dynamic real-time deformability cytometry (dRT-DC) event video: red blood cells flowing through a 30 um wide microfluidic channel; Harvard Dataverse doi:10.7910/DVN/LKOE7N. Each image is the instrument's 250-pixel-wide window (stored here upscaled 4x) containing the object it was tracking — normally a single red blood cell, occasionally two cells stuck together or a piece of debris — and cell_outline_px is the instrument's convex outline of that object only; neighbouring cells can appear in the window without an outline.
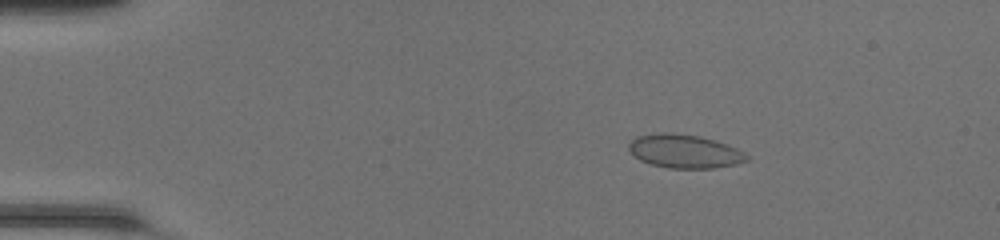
{"species": "common noctule bat (a hibernating species)", "species_latin": "Nyctalus noctula", "temperature_condition": "room temperature", "stored_images_in_passage": 49, "camera_frame_rate_fps": 3000, "um_per_image_px": 0.085, "animal": {"sex": "female", "body_mass_g": 20.0, "forearm_length_mm": 54.0}, "frame": {"image": 1, "passage_image": 9, "time_ms": 2.667, "image_size_px": [1000, 240], "cell_outline_px": [[748, 160], [736, 164], [716, 168], [668, 168], [648, 164], [640, 160], [628, 148], [628, 144], [636, 136], [656, 132], [668, 132], [700, 136], [716, 140], [736, 148], [744, 152], [748, 156]], "centroid_in_image_um": [58.17, 12.85], "position_along_channel_um": 26.8, "area_um2": 23.24}}
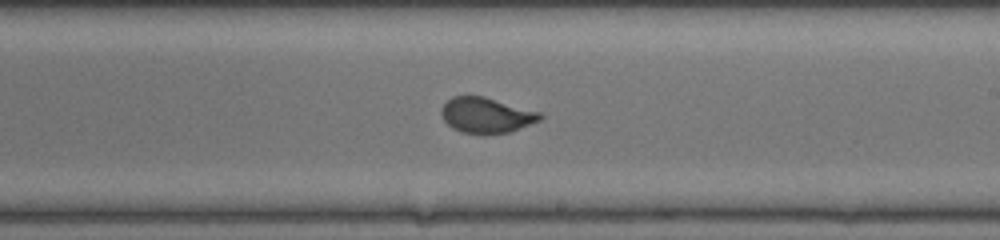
{"frame": {"image": 2, "passage_image": 30, "time_ms": 9.667, "image_size_px": [1000, 240], "cell_outline_px": [[544, 116], [540, 120], [508, 132], [484, 136], [460, 132], [452, 128], [444, 120], [440, 112], [440, 108], [452, 96], [484, 96], [540, 112]], "centroid_in_image_um": [41.3, 9.81], "position_along_channel_um": 247.7, "area_um2": 20.63}}
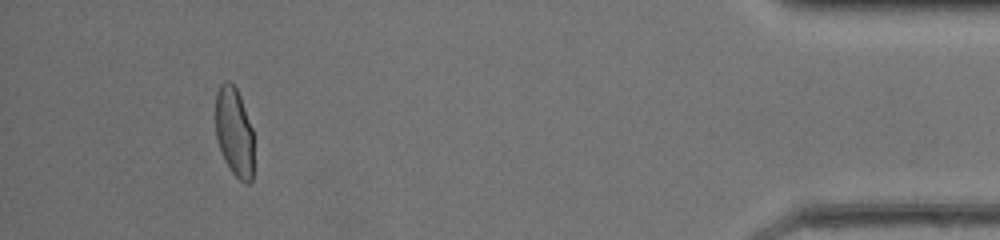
{"frame": {"image": 3, "passage_image": 46, "time_ms": 15.0, "image_size_px": [1000, 240], "cell_outline_px": [[252, 180], [248, 184], [240, 180], [232, 172], [224, 160], [216, 136], [216, 92], [220, 84], [224, 80], [228, 80], [236, 88], [240, 96], [252, 128]], "centroid_in_image_um": [19.9, 11.19], "position_along_channel_um": 415.3, "area_um2": 19.65}, "authors_computed_cell_mechanics": {"area_um2": 20.7502, "velocity_mm_per_s": 4.3028, "shape_relaxation_time_tau1_ms": 6.9796, "shape_relaxation_time_tau2_ms": null, "deformation_change_tau1": 0.1851, "deformation_change_tau2": null}}